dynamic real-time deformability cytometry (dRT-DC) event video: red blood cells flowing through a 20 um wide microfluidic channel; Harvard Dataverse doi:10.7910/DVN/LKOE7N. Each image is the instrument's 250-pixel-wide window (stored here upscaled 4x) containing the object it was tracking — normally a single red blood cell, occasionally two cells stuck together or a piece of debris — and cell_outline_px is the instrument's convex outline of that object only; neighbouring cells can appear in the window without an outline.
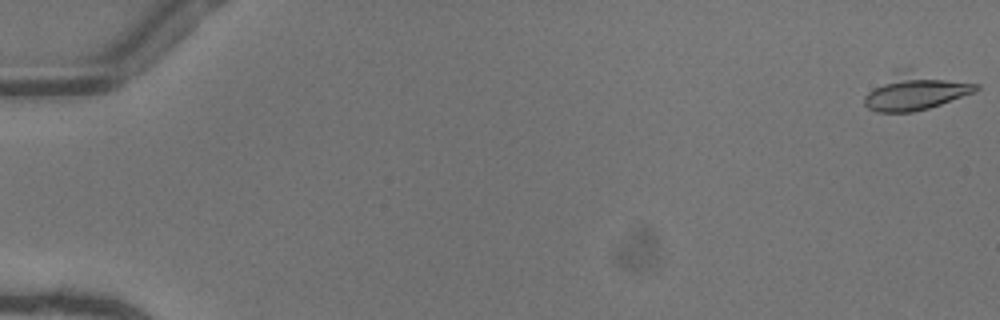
{"species": "common noctule bat (a hibernating species)", "species_latin": "Nyctalus noctula", "temperature_condition": "warm", "stored_images_in_passage": 3, "camera_frame_rate_fps": 3000, "um_per_image_px": 0.085, "animal": {"sex": "female"}, "frame": {"image": 1, "passage_image": 1, "time_ms": 0.0, "image_size_px": [1000, 320], "cell_outline_px": [[980, 88], [976, 92], [928, 108], [912, 112], [876, 112], [868, 108], [864, 104], [864, 96], [868, 92], [896, 68], [908, 64], [980, 84]], "centroid_in_image_um": [77.87, 7.67], "position_along_channel_um": 7.1, "area_um2": 25.43}}